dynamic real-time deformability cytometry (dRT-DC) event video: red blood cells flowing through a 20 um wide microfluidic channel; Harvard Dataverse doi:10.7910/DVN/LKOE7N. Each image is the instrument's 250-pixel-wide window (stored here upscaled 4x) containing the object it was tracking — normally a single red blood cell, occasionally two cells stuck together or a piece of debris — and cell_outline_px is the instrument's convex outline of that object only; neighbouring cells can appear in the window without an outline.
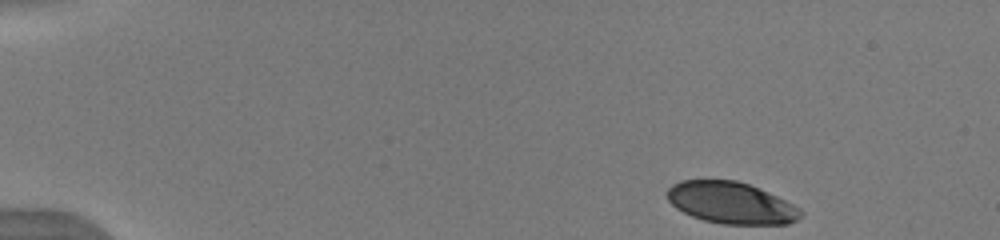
{"species": "human", "species_latin": "Homo sapiens", "temperature_condition": "warm", "stored_images_in_passage": 11, "camera_frame_rate_fps": 3000, "um_per_image_px": 0.085, "donor": {"sex": "male"}, "frame": {"image": 1, "passage_image": 1, "time_ms": 0.0, "image_size_px": [1000, 240], "cell_outline_px": [[804, 212], [796, 220], [788, 224], [720, 224], [704, 220], [692, 216], [676, 208], [668, 200], [668, 188], [672, 184], [680, 180], [736, 180], [748, 184], [768, 192], [800, 208]], "centroid_in_image_um": [62.13, 17.24], "position_along_channel_um": 22.9, "area_um2": 32.25}}